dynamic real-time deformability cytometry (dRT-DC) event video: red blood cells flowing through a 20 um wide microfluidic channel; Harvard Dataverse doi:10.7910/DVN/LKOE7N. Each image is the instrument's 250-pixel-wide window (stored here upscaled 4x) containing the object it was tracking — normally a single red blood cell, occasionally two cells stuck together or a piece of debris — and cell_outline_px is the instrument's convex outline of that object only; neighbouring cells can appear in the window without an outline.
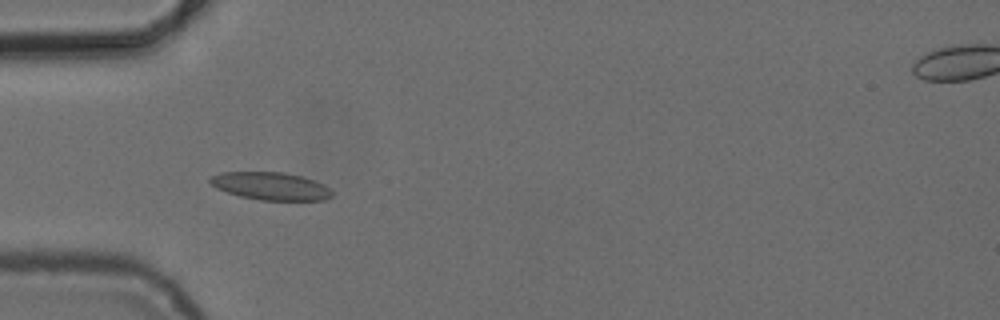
{"species": "common noctule bat (a hibernating species)", "species_latin": "Nyctalus noctula", "temperature_condition": "cold", "stored_images_in_passage": 6, "camera_frame_rate_fps": 3000, "um_per_image_px": 0.085, "animal": {"sex": "female", "body_mass_g": 24.6, "forearm_length_mm": 56.2}, "frame": {"image": 1, "passage_image": 5, "time_ms": 4.667, "image_size_px": [1000, 320], "cell_outline_px": [[332, 196], [324, 200], [260, 200], [240, 196], [216, 188], [208, 180], [212, 176], [220, 172], [284, 172], [304, 176], [316, 180], [332, 188]], "centroid_in_image_um": [23.06, 15.81], "position_along_channel_um": 61.9, "area_um2": 19.88}}
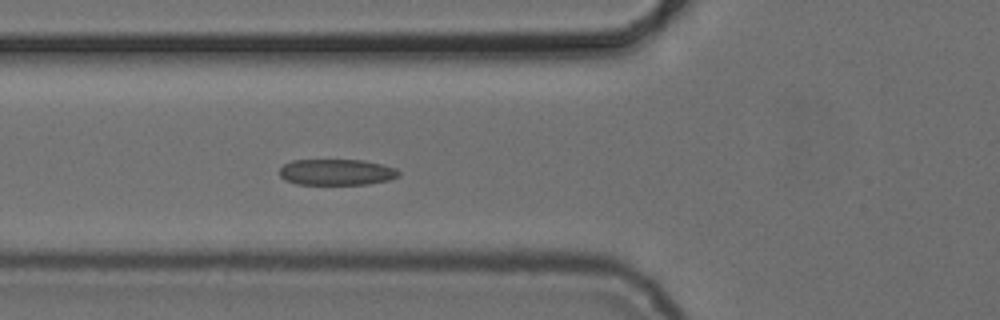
{"frame": {"image": 2, "passage_image": 6, "time_ms": 5.667, "image_size_px": [1000, 320], "cell_outline_px": [[400, 176], [388, 180], [368, 184], [296, 184], [284, 180], [280, 176], [280, 168], [284, 164], [292, 160], [364, 160], [396, 168], [400, 172]], "centroid_in_image_um": [28.6, 14.63], "position_along_channel_um": 97.2, "area_um2": 18.15}}